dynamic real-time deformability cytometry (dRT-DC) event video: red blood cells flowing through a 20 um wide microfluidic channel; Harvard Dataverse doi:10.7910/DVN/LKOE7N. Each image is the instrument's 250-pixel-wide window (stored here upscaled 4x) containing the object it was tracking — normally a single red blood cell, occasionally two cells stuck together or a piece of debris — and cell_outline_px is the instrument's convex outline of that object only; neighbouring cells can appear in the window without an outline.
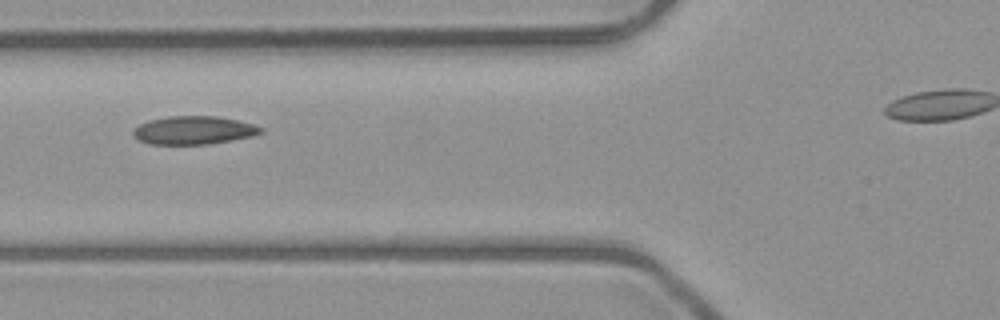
{"species": "common noctule bat (a hibernating species)", "species_latin": "Nyctalus noctula", "temperature_condition": "room temperature", "stored_images_in_passage": 2, "camera_frame_rate_fps": 3000, "um_per_image_px": 0.085, "animal": {"sex": "male", "body_mass_g": 23.1, "forearm_length_mm": 52.7}, "frame": {"image": 1, "passage_image": 2, "time_ms": 1.0, "image_size_px": [1000, 320], "cell_outline_px": [[264, 132], [252, 136], [232, 140], [208, 144], [152, 144], [140, 140], [132, 136], [132, 132], [140, 124], [148, 120], [168, 116], [216, 116], [236, 120], [252, 124], [264, 128]], "centroid_in_image_um": [16.47, 11.07], "position_along_channel_um": 109.3, "area_um2": 20.92}}